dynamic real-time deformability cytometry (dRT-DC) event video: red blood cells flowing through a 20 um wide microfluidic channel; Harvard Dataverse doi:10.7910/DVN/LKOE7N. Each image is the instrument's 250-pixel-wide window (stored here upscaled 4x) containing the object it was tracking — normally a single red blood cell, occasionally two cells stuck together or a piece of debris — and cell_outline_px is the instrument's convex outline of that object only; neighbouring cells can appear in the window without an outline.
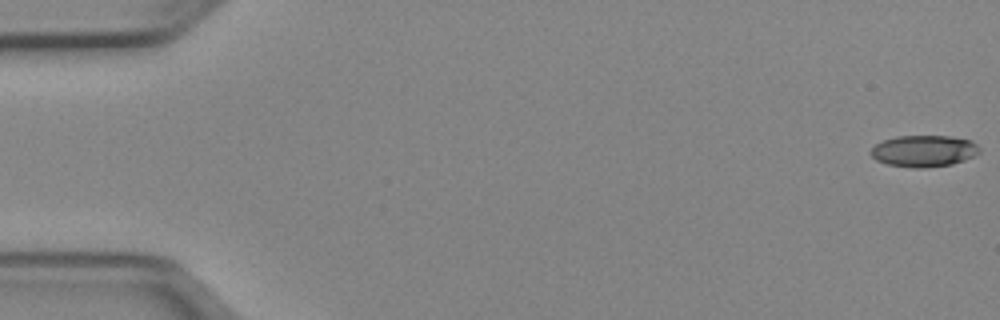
{"species": "Egyptian fruit bat (a non-hibernating species)", "species_latin": "Rousettus aegyptiacus", "temperature_condition": "cold", "stored_images_in_passage": 49, "camera_frame_rate_fps": 3000, "um_per_image_px": 0.085, "animal": {"sex": "female"}, "frame": {"image": 1, "passage_image": 1, "time_ms": 0.0, "image_size_px": [1000, 320], "cell_outline_px": [[980, 152], [964, 160], [952, 164], [924, 168], [912, 168], [888, 164], [876, 160], [872, 156], [872, 148], [876, 144], [884, 140], [896, 136], [948, 136], [972, 140], [980, 148]], "centroid_in_image_um": [78.54, 12.83], "position_along_channel_um": 6.5, "area_um2": 19.88}}
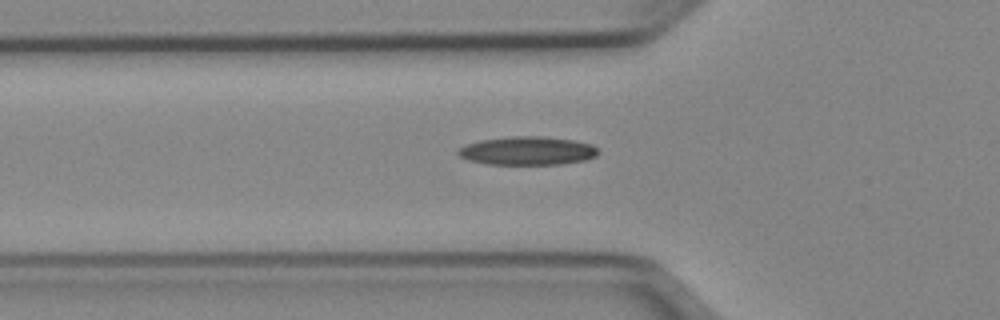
{"frame": {"image": 2, "passage_image": 18, "time_ms": 5.667, "image_size_px": [1000, 320], "cell_outline_px": [[600, 152], [596, 156], [584, 160], [560, 164], [488, 164], [468, 160], [460, 156], [456, 152], [456, 148], [480, 140], [512, 136], [540, 136], [572, 140], [592, 144]], "centroid_in_image_um": [44.81, 12.81], "position_along_channel_um": 81.0, "area_um2": 23.18}}
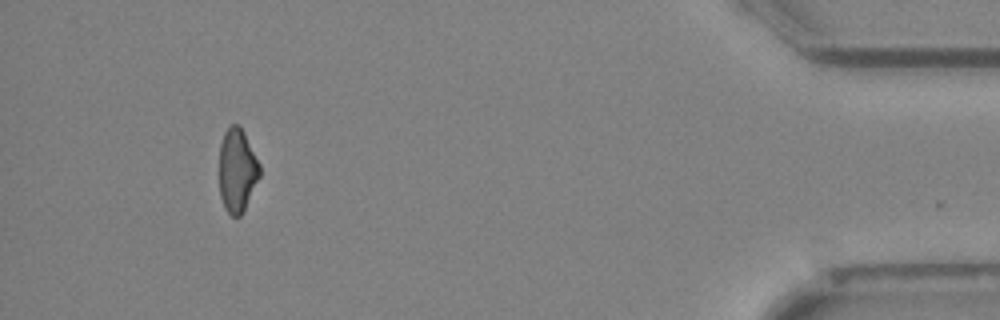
{"frame": {"image": 3, "passage_image": 48, "time_ms": 15.667, "image_size_px": [1000, 320], "cell_outline_px": [[260, 176], [244, 212], [240, 216], [232, 216], [224, 208], [220, 196], [220, 144], [224, 132], [232, 124], [236, 124], [244, 132], [260, 164]], "centroid_in_image_um": [20.17, 14.51], "position_along_channel_um": 415.0, "area_um2": 19.71}, "authors_computed_cell_mechanics": {"area_um2": 21.1548, "velocity_mm_per_s": 3.9899, "shape_relaxation_time_tau1_ms": 7.5439, "shape_relaxation_time_tau2_ms": null, "deformation_change_tau1": 0.1761, "deformation_change_tau2": null}}